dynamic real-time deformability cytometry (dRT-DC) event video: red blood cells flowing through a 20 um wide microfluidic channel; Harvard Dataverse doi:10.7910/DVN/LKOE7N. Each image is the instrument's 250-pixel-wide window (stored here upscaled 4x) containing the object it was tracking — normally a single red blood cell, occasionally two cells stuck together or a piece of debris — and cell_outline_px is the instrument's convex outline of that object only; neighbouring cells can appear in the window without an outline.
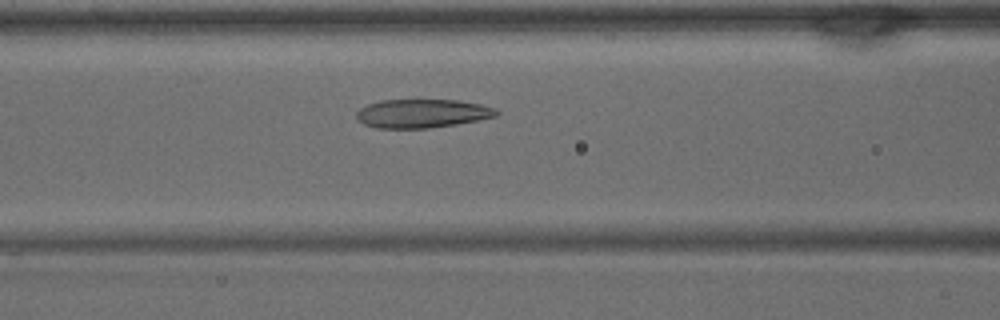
{"species": "common noctule bat (a hibernating species)", "species_latin": "Nyctalus noctula", "temperature_condition": "warm", "stored_images_in_passage": 37, "camera_frame_rate_fps": 3000, "um_per_image_px": 0.085, "animal": {"sex": "male", "body_mass_g": 15.6}, "frame": {"image": 1, "passage_image": 13, "time_ms": 4.0, "image_size_px": [1000, 320], "cell_outline_px": [[500, 112], [496, 116], [456, 124], [428, 128], [376, 128], [364, 124], [356, 120], [356, 112], [360, 108], [368, 104], [380, 100], [416, 96], [460, 100], [480, 104], [496, 108]], "centroid_in_image_um": [35.85, 9.58], "position_along_channel_um": 130.8, "area_um2": 24.57}}
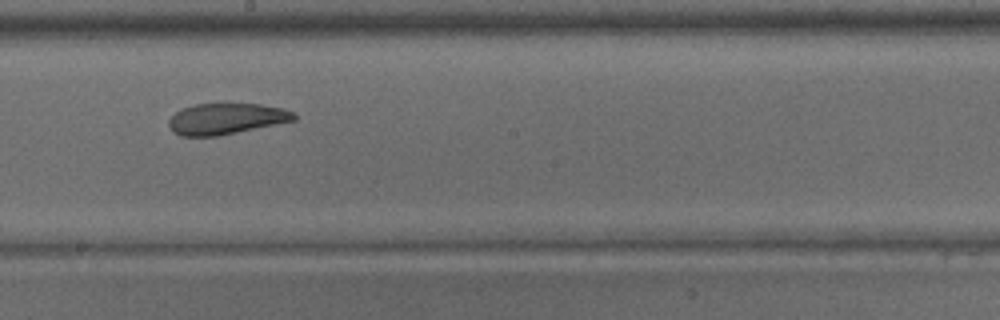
{"frame": {"image": 2, "passage_image": 19, "time_ms": 6.0, "image_size_px": [1000, 320], "cell_outline_px": [[296, 120], [216, 136], [180, 136], [172, 132], [168, 124], [168, 120], [176, 112], [192, 104], [260, 104], [284, 108], [292, 112], [296, 116]], "centroid_in_image_um": [19.19, 10.09], "position_along_channel_um": 229.0, "area_um2": 22.48}}
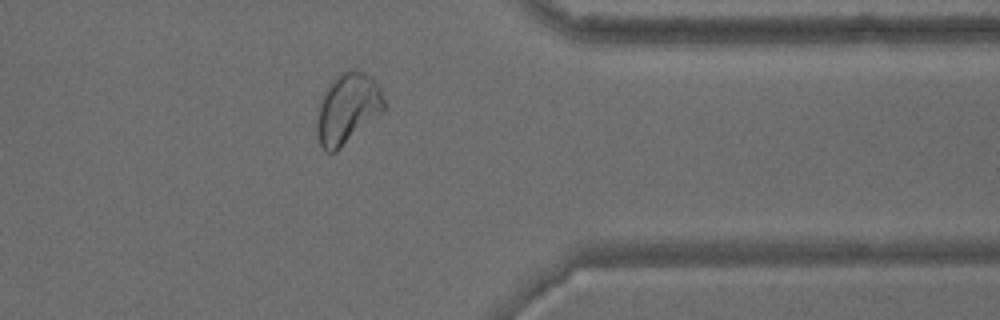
{"frame": {"image": 3, "passage_image": 29, "time_ms": 9.333, "image_size_px": [1000, 320], "cell_outline_px": [[384, 112], [336, 152], [328, 152], [320, 144], [316, 136], [316, 120], [320, 100], [328, 84], [340, 72], [348, 68], [352, 68], [364, 72], [372, 76], [380, 88], [384, 100]], "centroid_in_image_um": [29.54, 9.2], "position_along_channel_um": 381.9, "area_um2": 28.09}}